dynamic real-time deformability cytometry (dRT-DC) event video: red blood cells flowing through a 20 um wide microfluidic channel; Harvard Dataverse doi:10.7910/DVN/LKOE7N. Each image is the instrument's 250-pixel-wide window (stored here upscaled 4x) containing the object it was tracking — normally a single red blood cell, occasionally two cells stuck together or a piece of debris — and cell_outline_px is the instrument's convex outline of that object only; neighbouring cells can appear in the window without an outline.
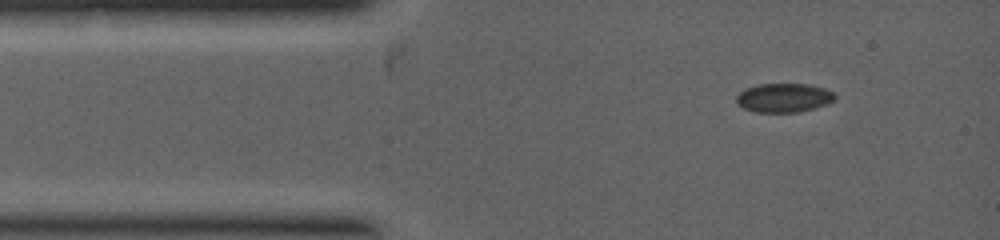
{"species": "common noctule bat (a hibernating species)", "species_latin": "Nyctalus noctula", "temperature_condition": "warm", "stored_images_in_passage": 2, "camera_frame_rate_fps": 5000, "um_per_image_px": 0.085, "animal": {"sex": "female", "body_mass_g": 19.0, "forearm_length_mm": 53.3}, "frame": {"image": 1, "passage_image": 2, "time_ms": 1.0, "image_size_px": [1000, 240], "cell_outline_px": [[836, 96], [828, 104], [816, 108], [800, 112], [756, 112], [744, 108], [736, 104], [736, 96], [744, 88], [756, 84], [808, 84], [824, 88], [832, 92]], "centroid_in_image_um": [66.6, 8.31], "position_along_channel_um": 18.4, "area_um2": 16.76}}